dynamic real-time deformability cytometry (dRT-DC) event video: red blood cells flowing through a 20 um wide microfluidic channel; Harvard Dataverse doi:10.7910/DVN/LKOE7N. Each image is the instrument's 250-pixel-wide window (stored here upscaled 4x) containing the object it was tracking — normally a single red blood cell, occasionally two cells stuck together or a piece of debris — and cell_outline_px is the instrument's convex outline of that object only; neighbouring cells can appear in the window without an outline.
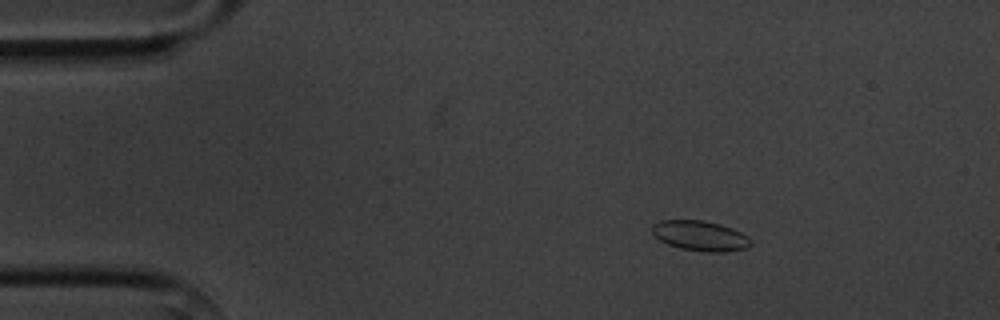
{"species": "common noctule bat (a hibernating species)", "species_latin": "Nyctalus noctula", "temperature_condition": "cold", "stored_images_in_passage": 3, "camera_frame_rate_fps": 3000, "um_per_image_px": 0.085, "animal": {"sex": "male", "body_mass_g": 20.1, "forearm_length_mm": 53.5}, "frame": {"image": 1, "passage_image": 1, "time_ms": 0.0, "image_size_px": [1000, 320], "cell_outline_px": [[752, 244], [748, 248], [724, 252], [708, 252], [680, 248], [668, 244], [660, 240], [652, 232], [652, 224], [660, 220], [704, 220], [720, 224], [732, 228], [748, 236], [752, 240]], "centroid_in_image_um": [59.54, 20.04], "position_along_channel_um": 25.5, "area_um2": 17.4}}